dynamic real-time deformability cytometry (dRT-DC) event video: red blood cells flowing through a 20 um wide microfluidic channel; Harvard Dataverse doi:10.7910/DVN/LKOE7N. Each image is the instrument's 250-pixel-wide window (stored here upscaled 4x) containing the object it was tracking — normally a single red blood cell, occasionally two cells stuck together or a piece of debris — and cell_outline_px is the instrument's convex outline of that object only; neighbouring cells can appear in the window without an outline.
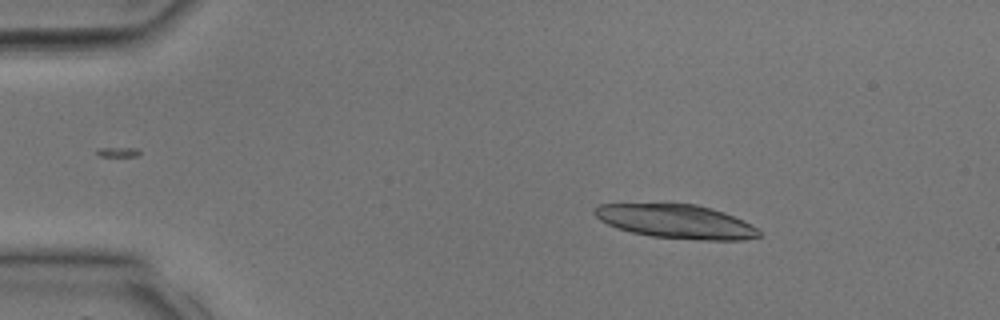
{"species": "common noctule bat (a hibernating species)", "species_latin": "Nyctalus noctula", "temperature_condition": "room temperature", "stored_images_in_passage": 12, "camera_frame_rate_fps": 3000, "um_per_image_px": 0.085, "animal": {"sex": "male", "body_mass_g": 17.9, "forearm_length_mm": 54.2}, "frame": {"image": 1, "passage_image": 5, "time_ms": 1.333, "image_size_px": [1000, 320], "cell_outline_px": [[760, 236], [744, 240], [700, 240], [652, 236], [632, 232], [616, 228], [600, 220], [592, 212], [592, 208], [600, 204], [696, 204], [712, 208], [724, 212], [752, 224], [760, 232]], "centroid_in_image_um": [57.47, 18.82], "position_along_channel_um": 27.5, "area_um2": 32.43}}